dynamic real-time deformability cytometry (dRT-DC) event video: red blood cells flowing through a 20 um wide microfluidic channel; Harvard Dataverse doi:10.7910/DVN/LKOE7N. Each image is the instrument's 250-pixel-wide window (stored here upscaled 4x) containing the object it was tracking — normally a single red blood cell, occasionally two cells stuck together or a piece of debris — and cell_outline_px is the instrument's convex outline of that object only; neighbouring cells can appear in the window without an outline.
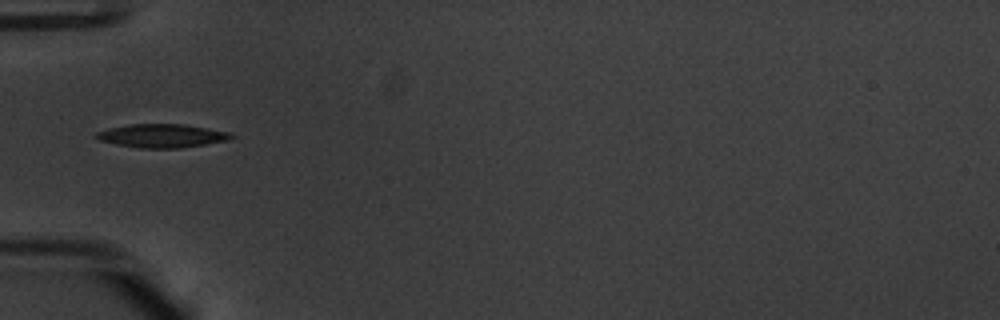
{"species": "common noctule bat (a hibernating species)", "species_latin": "Nyctalus noctula", "temperature_condition": "warm", "stored_images_in_passage": 36, "camera_frame_rate_fps": 3000, "um_per_image_px": 0.085, "animal": {"sex": "male", "body_mass_g": 20.1, "forearm_length_mm": 53.5}, "frame": {"image": 1, "passage_image": 1, "time_ms": 0.0, "image_size_px": [1000, 320], "cell_outline_px": [[236, 136], [228, 140], [180, 148], [140, 148], [116, 144], [96, 140], [92, 136], [96, 132], [108, 128], [128, 124], [184, 124], [208, 128], [228, 132]], "centroid_in_image_um": [13.7, 11.54], "position_along_channel_um": 71.3, "area_um2": 18.61}}
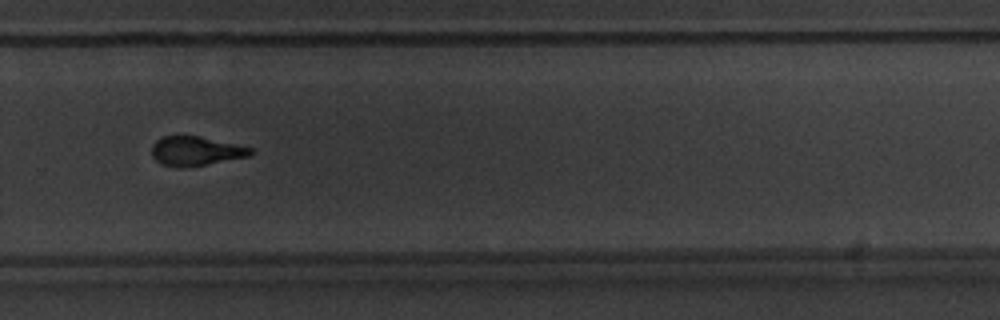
{"frame": {"image": 2, "passage_image": 20, "time_ms": 6.333, "image_size_px": [1000, 320], "cell_outline_px": [[256, 152], [252, 156], [184, 168], [180, 168], [160, 164], [152, 156], [152, 144], [156, 140], [164, 136], [200, 136], [252, 148]], "centroid_in_image_um": [16.65, 12.85], "position_along_channel_um": 313.1, "area_um2": 16.99}}
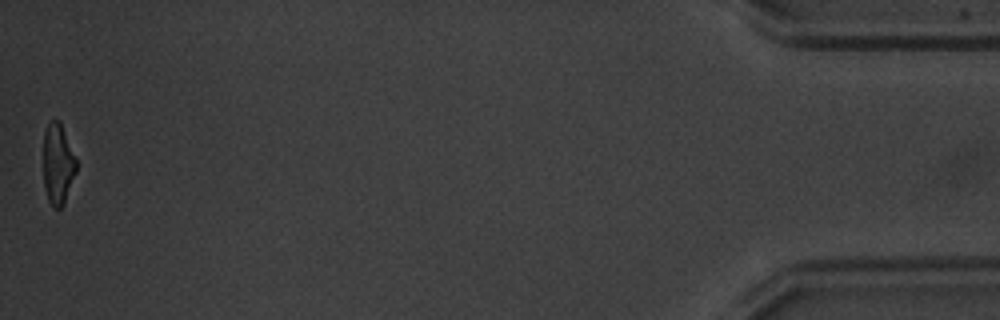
{"frame": {"image": 3, "passage_image": 36, "time_ms": 11.667, "image_size_px": [1000, 320], "cell_outline_px": [[76, 172], [64, 204], [60, 208], [56, 208], [48, 200], [44, 188], [44, 132], [48, 124], [52, 120], [60, 120], [76, 160]], "centroid_in_image_um": [4.92, 13.94], "position_along_channel_um": 430.3, "area_um2": 15.32}, "authors_computed_cell_mechanics": {"area_um2": 17.8313, "velocity_mm_per_s": 3.8252, "shape_relaxation_time_tau1_ms": 3.1346, "shape_relaxation_time_tau2_ms": 2.1672, "deformation_change_tau1": 0.1595, "deformation_change_tau2": 0.0884}}